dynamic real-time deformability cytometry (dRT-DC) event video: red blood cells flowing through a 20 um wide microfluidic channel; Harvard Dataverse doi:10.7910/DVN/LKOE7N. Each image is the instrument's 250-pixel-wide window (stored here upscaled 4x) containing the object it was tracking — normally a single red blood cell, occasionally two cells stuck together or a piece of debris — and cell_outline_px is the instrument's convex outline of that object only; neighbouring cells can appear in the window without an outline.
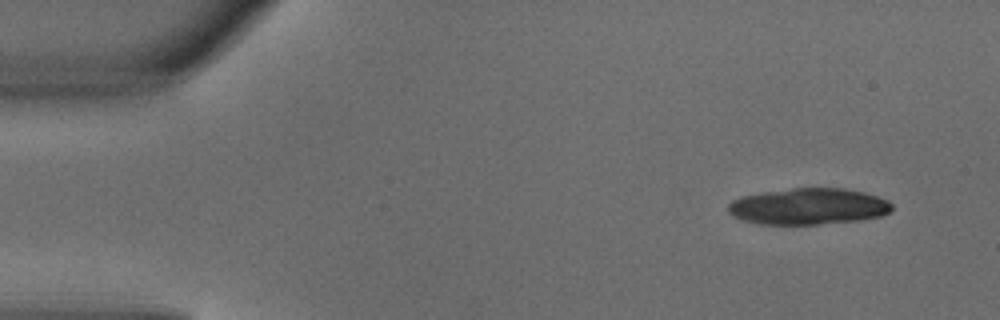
{"species": "common noctule bat (a hibernating species)", "species_latin": "Nyctalus noctula", "temperature_condition": "warm", "stored_images_in_passage": 3, "camera_frame_rate_fps": 3000, "um_per_image_px": 0.085, "animal": {"sex": "male", "body_mass_g": 18.8}, "frame": {"image": 1, "passage_image": 1, "time_ms": 0.0, "image_size_px": [1000, 320], "cell_outline_px": [[892, 208], [888, 212], [880, 216], [860, 220], [820, 224], [760, 224], [740, 220], [732, 216], [728, 212], [728, 204], [732, 200], [740, 196], [764, 192], [792, 188], [844, 188], [864, 192], [888, 200], [892, 204]], "centroid_in_image_um": [68.68, 17.54], "position_along_channel_um": 16.3, "area_um2": 34.8}}